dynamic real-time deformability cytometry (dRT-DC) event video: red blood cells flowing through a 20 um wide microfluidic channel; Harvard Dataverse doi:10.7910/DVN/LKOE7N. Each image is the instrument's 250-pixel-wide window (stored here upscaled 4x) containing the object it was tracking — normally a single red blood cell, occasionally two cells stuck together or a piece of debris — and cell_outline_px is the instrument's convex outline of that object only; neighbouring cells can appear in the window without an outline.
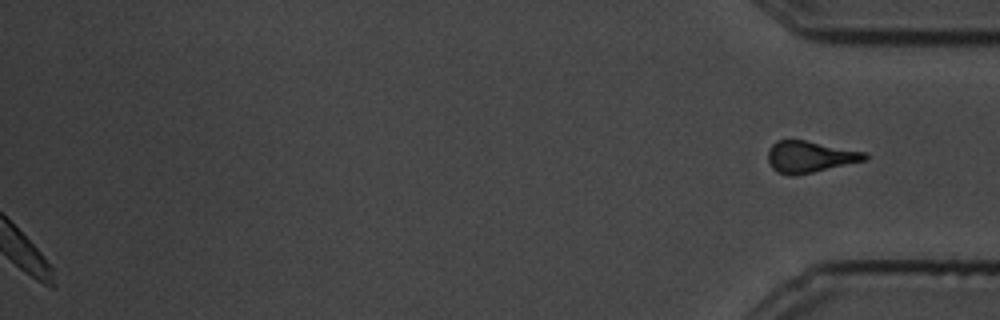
{"species": "common noctule bat (a hibernating species)", "species_latin": "Nyctalus noctula", "temperature_condition": "cold", "stored_images_in_passage": 62, "segment_of_instrument_passage": [2, 2], "camera_frame_rate_fps": 3000, "um_per_image_px": 0.085, "animal": {"sex": "male", "body_mass_g": 19.5, "forearm_length_mm": 54.6}, "frame": {"image": 1, "passage_image": 62, "time_ms": 20.333, "image_size_px": [1000, 320], "cell_outline_px": [[868, 160], [812, 172], [792, 176], [776, 172], [772, 168], [768, 160], [768, 148], [776, 140], [804, 140], [868, 152]], "centroid_in_image_um": [68.85, 13.32], "position_along_channel_um": 366.4, "area_um2": 17.92}}